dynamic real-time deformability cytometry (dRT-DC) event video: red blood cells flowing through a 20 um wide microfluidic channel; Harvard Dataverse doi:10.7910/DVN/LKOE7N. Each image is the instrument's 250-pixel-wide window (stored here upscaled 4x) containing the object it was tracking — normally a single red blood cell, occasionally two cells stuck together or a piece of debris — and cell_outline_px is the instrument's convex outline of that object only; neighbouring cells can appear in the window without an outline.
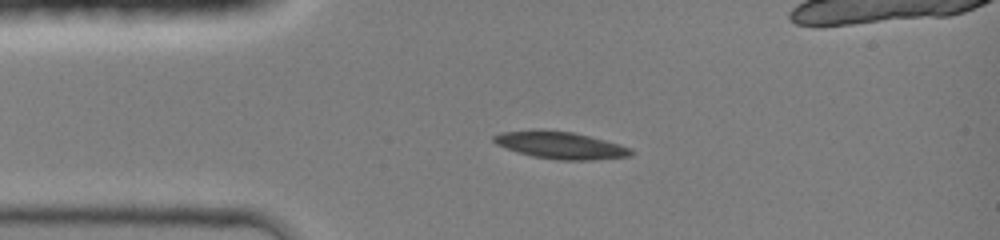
{"species": "common noctule bat (a hibernating species)", "species_latin": "Nyctalus noctula", "temperature_condition": "room temperature", "stored_images_in_passage": 37, "camera_frame_rate_fps": 3000, "um_per_image_px": 0.085, "animal": {"sex": "female", "body_mass_g": 19.0, "forearm_length_mm": 51.5}, "frame": {"image": 1, "passage_image": 1, "time_ms": 0.0, "image_size_px": [1000, 240], "cell_outline_px": [[636, 152], [632, 156], [592, 160], [556, 160], [532, 156], [496, 144], [492, 140], [492, 136], [500, 132], [540, 128], [572, 132], [620, 144], [632, 148]], "centroid_in_image_um": [47.65, 12.33], "position_along_channel_um": 37.3, "area_um2": 22.02}}
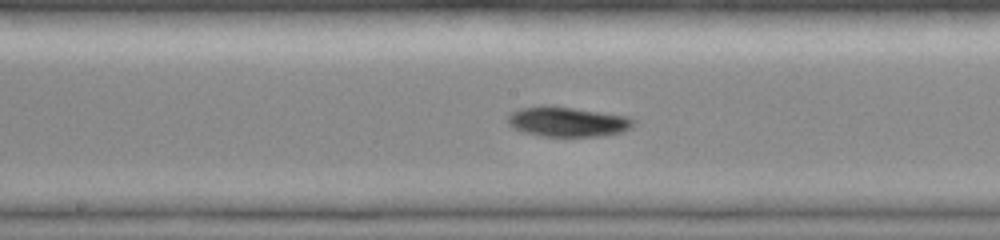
{"frame": {"image": 2, "passage_image": 14, "time_ms": 4.333, "image_size_px": [1000, 240], "cell_outline_px": [[636, 124], [632, 128], [624, 132], [600, 136], [544, 136], [524, 132], [512, 128], [508, 124], [508, 116], [512, 112], [520, 108], [544, 104], [552, 104], [628, 116], [636, 120]], "centroid_in_image_um": [48.27, 10.32], "position_along_channel_um": 199.9, "area_um2": 22.43}}
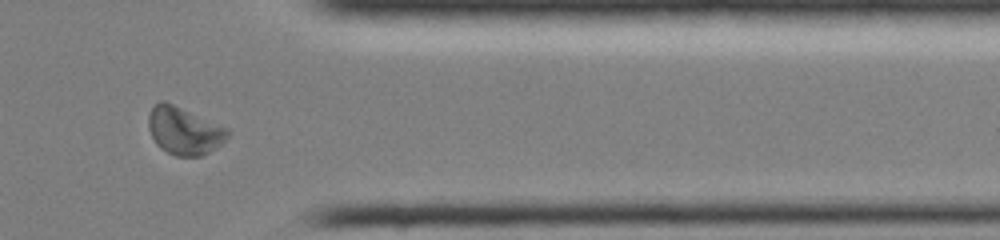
{"frame": {"image": 3, "passage_image": 28, "time_ms": 9.0, "image_size_px": [1000, 240], "cell_outline_px": [[232, 132], [216, 148], [200, 156], [176, 156], [160, 148], [156, 144], [148, 128], [148, 116], [152, 108], [160, 100], [164, 100], [228, 128]], "centroid_in_image_um": [15.64, 11.11], "position_along_channel_um": 395.8, "area_um2": 21.85}, "authors_computed_cell_mechanics": {"area_um2": 21.675, "velocity_mm_per_s": 4.2648, "shape_relaxation_time_tau1_ms": null, "shape_relaxation_time_tau2_ms": 7.2283, "deformation_change_tau1": null, "deformation_change_tau2": 0.154}}